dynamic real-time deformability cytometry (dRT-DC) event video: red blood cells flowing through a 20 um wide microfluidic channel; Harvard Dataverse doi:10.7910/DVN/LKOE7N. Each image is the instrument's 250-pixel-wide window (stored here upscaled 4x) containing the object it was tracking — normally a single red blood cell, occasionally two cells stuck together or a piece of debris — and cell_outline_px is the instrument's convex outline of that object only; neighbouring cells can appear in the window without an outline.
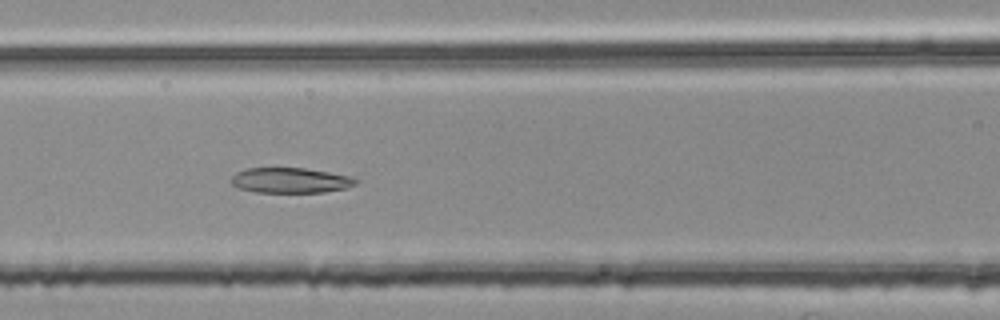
{"species": "common noctule bat (a hibernating species)", "species_latin": "Nyctalus noctula", "temperature_condition": "room temperature", "stored_images_in_passage": 53, "segment_of_instrument_passage": [2, 2], "camera_frame_rate_fps": 3000, "um_per_image_px": 0.085, "animal": {"sex": "female", "body_mass_g": 25.1}, "frame": {"image": 1, "passage_image": 24, "time_ms": 7.667, "image_size_px": [1000, 320], "cell_outline_px": [[360, 180], [356, 184], [344, 188], [324, 192], [256, 192], [240, 188], [232, 184], [232, 176], [236, 172], [248, 168], [304, 168], [328, 172], [348, 176]], "centroid_in_image_um": [24.68, 15.33], "position_along_channel_um": 141.9, "area_um2": 18.09}}
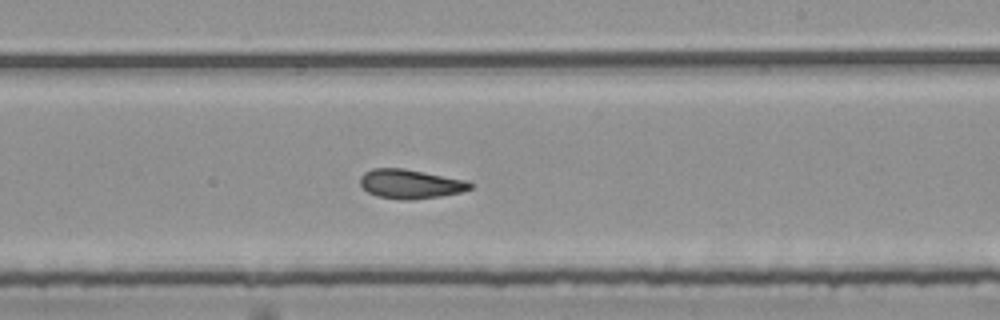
{"frame": {"image": 2, "passage_image": 33, "time_ms": 10.667, "image_size_px": [1000, 320], "cell_outline_px": [[472, 188], [460, 192], [440, 196], [408, 200], [400, 200], [376, 196], [368, 192], [360, 184], [360, 176], [364, 172], [372, 168], [404, 168], [468, 180], [472, 184]], "centroid_in_image_um": [34.87, 15.63], "position_along_channel_um": 254.1, "area_um2": 18.84}}
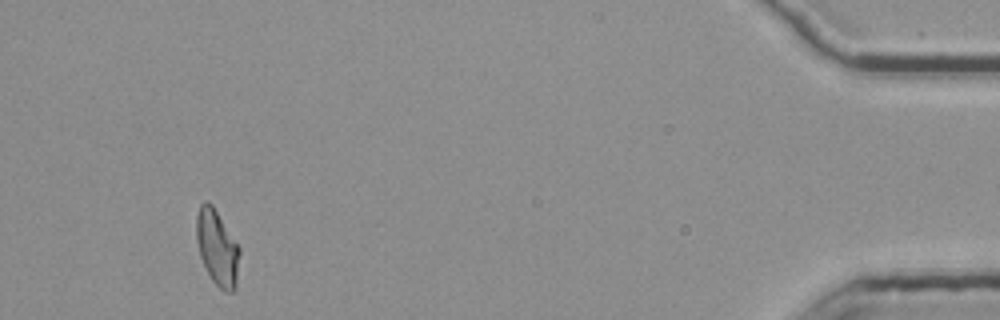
{"frame": {"image": 3, "passage_image": 52, "time_ms": 17.0, "image_size_px": [1000, 320], "cell_outline_px": [[240, 252], [236, 288], [232, 292], [224, 292], [212, 280], [200, 256], [196, 240], [196, 216], [200, 204], [204, 200], [208, 200], [212, 204], [240, 248]], "centroid_in_image_um": [18.46, 21.04], "position_along_channel_um": 416.7, "area_um2": 19.02}}